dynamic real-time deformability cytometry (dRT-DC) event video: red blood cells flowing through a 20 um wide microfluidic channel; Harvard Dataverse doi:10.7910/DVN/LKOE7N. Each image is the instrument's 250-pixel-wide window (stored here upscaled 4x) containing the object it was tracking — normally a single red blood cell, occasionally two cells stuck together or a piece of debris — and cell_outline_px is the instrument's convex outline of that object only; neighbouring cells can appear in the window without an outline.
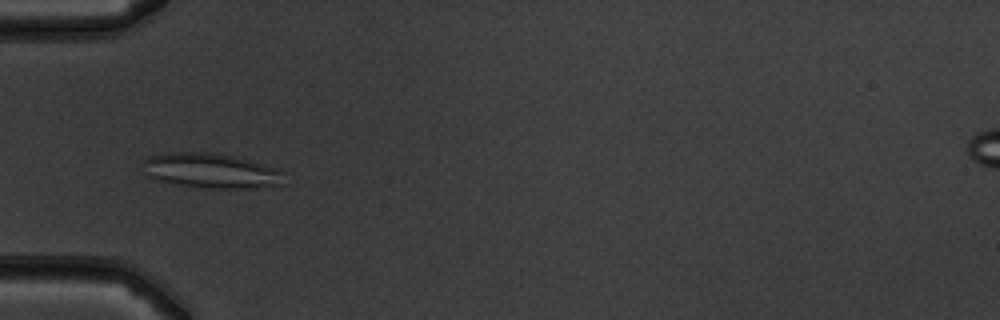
{"species": "common noctule bat (a hibernating species)", "species_latin": "Nyctalus noctula", "temperature_condition": "warm", "stored_images_in_passage": 45, "camera_frame_rate_fps": 3000, "um_per_image_px": 0.085, "animal": {"sex": "male", "body_mass_g": 19.5, "forearm_length_mm": 54.6}, "frame": {"image": 1, "passage_image": 17, "time_ms": 5.333, "image_size_px": [1000, 320], "cell_outline_px": [[284, 184], [252, 188], [204, 188], [176, 184], [156, 180], [148, 176], [144, 160], [148, 156], [168, 152], [208, 152], [232, 156], [252, 160], [280, 168], [284, 172]], "centroid_in_image_um": [18.0, 14.51], "position_along_channel_um": 67.0, "area_um2": 28.9}}
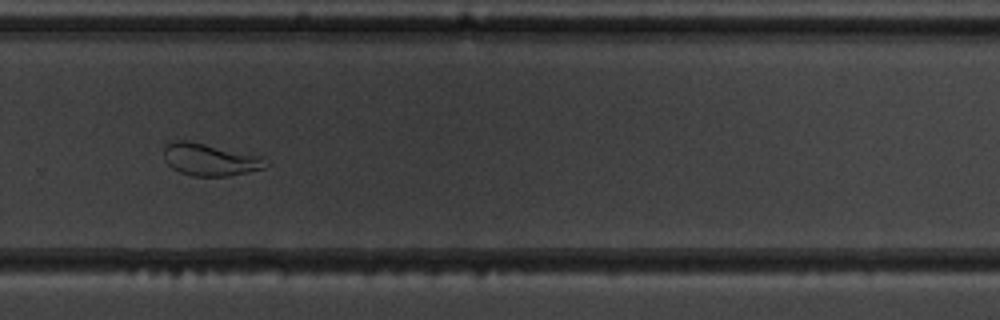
{"frame": {"image": 2, "passage_image": 36, "time_ms": 11.667, "image_size_px": [1000, 320], "cell_outline_px": [[268, 164], [264, 168], [248, 172], [228, 176], [192, 176], [180, 172], [172, 168], [168, 164], [164, 152], [164, 148], [168, 144], [176, 140], [188, 140], [260, 156]], "centroid_in_image_um": [17.84, 13.57], "position_along_channel_um": 312.0, "area_um2": 18.84}}
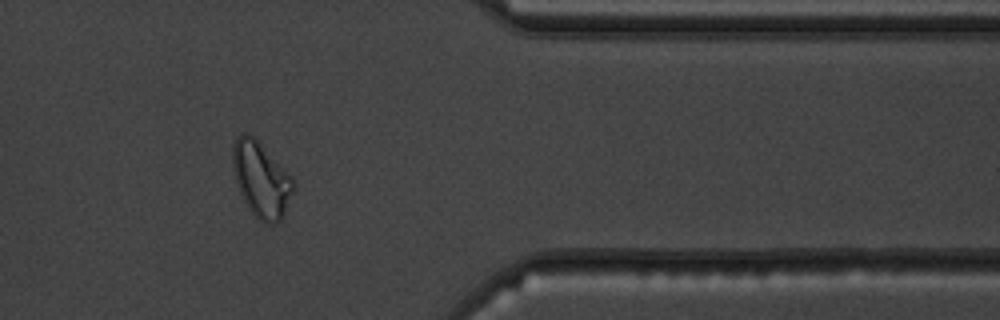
{"frame": {"image": 3, "passage_image": 43, "time_ms": 14.0, "image_size_px": [1000, 320], "cell_outline_px": [[296, 184], [284, 212], [280, 220], [276, 224], [264, 224], [248, 208], [240, 192], [236, 180], [232, 164], [232, 148], [240, 132], [244, 132], [252, 136], [292, 176]], "centroid_in_image_um": [22.2, 15.27], "position_along_channel_um": 389.2, "area_um2": 26.18}, "authors_computed_cell_mechanics": {"area_um2": 25.2586, "velocity_mm_per_s": 3.8873, "shape_relaxation_time_tau1_ms": null, "shape_relaxation_time_tau2_ms": 1.2108, "deformation_change_tau1": null, "deformation_change_tau2": 0.0847}}